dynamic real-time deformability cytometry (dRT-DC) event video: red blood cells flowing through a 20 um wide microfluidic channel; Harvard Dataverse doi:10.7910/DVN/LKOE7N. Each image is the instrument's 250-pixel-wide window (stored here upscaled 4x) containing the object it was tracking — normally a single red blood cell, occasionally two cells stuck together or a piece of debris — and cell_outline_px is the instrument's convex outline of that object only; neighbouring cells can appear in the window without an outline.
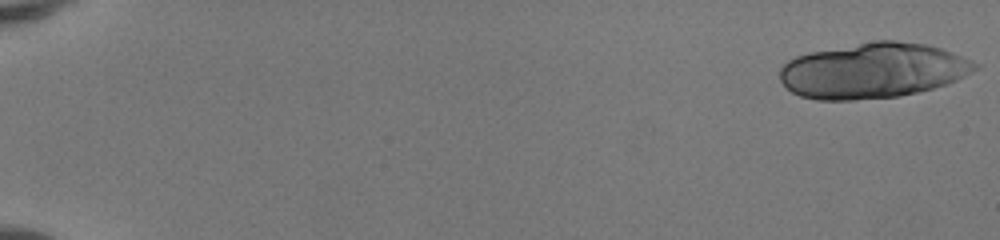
{"species": "human", "species_latin": "Homo sapiens", "temperature_condition": "room temperature", "stored_images_in_passage": 24, "camera_frame_rate_fps": 3000, "um_per_image_px": 0.085, "donor": {"sex": "female"}, "frame": {"image": 1, "passage_image": 1, "time_ms": 0.0, "image_size_px": [1000, 240], "cell_outline_px": [[980, 68], [948, 84], [900, 96], [856, 100], [816, 100], [800, 96], [792, 92], [780, 80], [780, 68], [788, 60], [796, 56], [812, 52], [876, 40], [896, 40], [928, 44], [940, 48], [980, 64]], "centroid_in_image_um": [74.21, 6.0], "position_along_channel_um": 10.8, "area_um2": 62.83}}
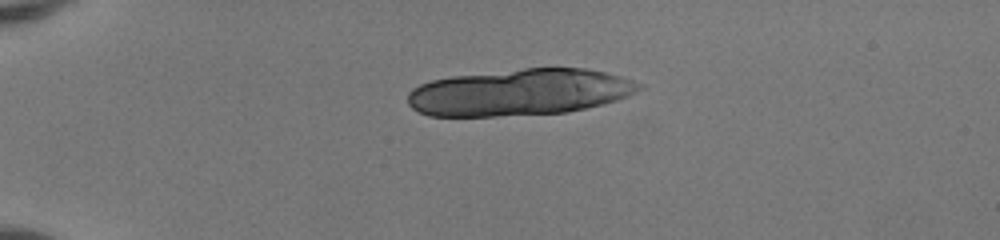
{"frame": {"image": 2, "passage_image": 13, "time_ms": 4.0, "image_size_px": [1000, 240], "cell_outline_px": [[644, 88], [628, 96], [604, 104], [568, 112], [496, 116], [428, 116], [412, 108], [408, 104], [408, 92], [412, 88], [420, 84], [432, 80], [452, 76], [524, 68], [584, 68], [604, 72], [620, 76], [644, 84]], "centroid_in_image_um": [44.18, 7.84], "position_along_channel_um": 40.8, "area_um2": 62.94}}